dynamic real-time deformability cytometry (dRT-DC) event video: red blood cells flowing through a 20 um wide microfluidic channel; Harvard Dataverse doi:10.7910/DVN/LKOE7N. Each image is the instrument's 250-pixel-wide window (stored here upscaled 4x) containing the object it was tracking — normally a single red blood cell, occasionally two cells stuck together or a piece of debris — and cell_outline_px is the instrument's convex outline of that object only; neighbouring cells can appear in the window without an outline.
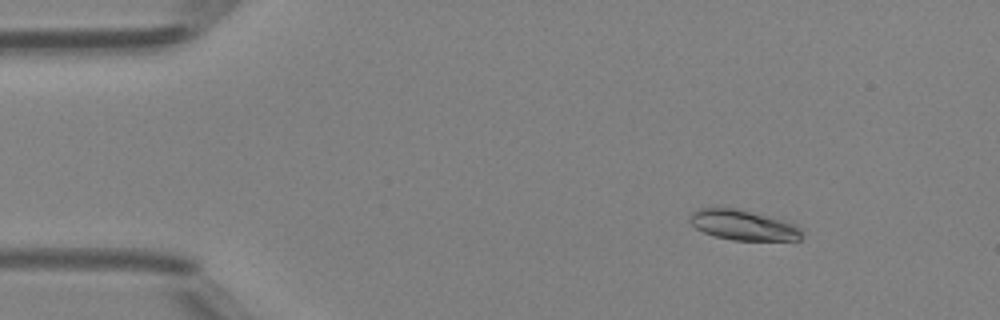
{"species": "Egyptian fruit bat (a non-hibernating species)", "species_latin": "Rousettus aegyptiacus", "temperature_condition": "room temperature", "stored_images_in_passage": 49, "camera_frame_rate_fps": 3000, "um_per_image_px": 0.085, "animal": {"sex": "female"}, "frame": {"image": 1, "passage_image": 7, "time_ms": 2.0, "image_size_px": [1000, 320], "cell_outline_px": [[804, 236], [800, 240], [732, 240], [716, 236], [704, 232], [696, 228], [688, 220], [688, 216], [692, 212], [700, 208], [736, 208], [784, 220], [796, 224], [804, 228]], "centroid_in_image_um": [63.23, 19.14], "position_along_channel_um": 21.8, "area_um2": 19.88}}
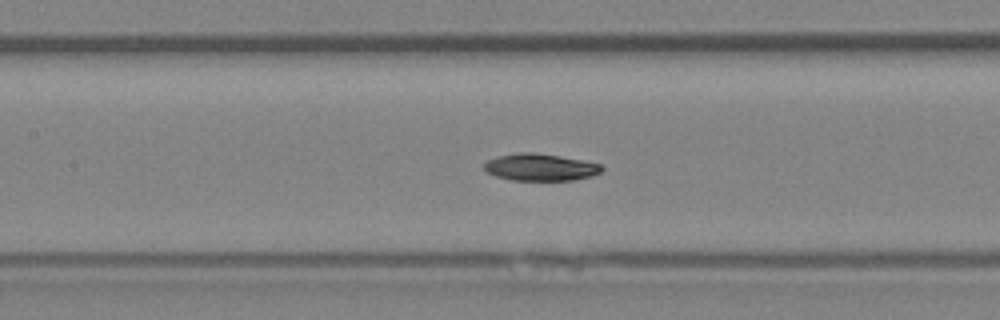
{"frame": {"image": 2, "passage_image": 23, "time_ms": 7.333, "image_size_px": [1000, 320], "cell_outline_px": [[604, 168], [600, 172], [592, 176], [572, 180], [512, 180], [496, 176], [488, 172], [484, 168], [484, 164], [488, 160], [500, 156], [520, 152], [532, 152], [560, 156], [584, 160], [600, 164]], "centroid_in_image_um": [45.96, 14.21], "position_along_channel_um": 161.4, "area_um2": 18.38}}
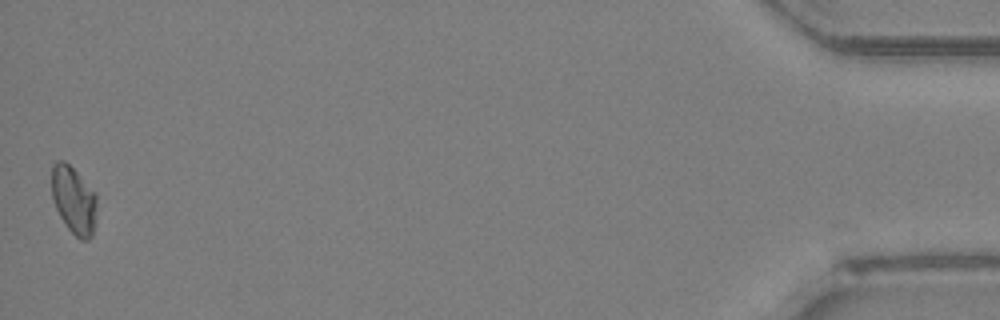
{"frame": {"image": 3, "passage_image": 49, "time_ms": 16.0, "image_size_px": [1000, 320], "cell_outline_px": [[96, 204], [92, 236], [88, 240], [80, 240], [68, 228], [60, 216], [52, 200], [52, 164], [56, 160], [64, 160], [96, 192]], "centroid_in_image_um": [6.25, 16.99], "position_along_channel_um": 428.9, "area_um2": 17.63}, "authors_computed_cell_mechanics": {"area_um2": 18.9006, "velocity_mm_per_s": 4.2039, "shape_relaxation_time_tau1_ms": 4.5356, "shape_relaxation_time_tau2_ms": null, "deformation_change_tau1": 0.1072, "deformation_change_tau2": null}}